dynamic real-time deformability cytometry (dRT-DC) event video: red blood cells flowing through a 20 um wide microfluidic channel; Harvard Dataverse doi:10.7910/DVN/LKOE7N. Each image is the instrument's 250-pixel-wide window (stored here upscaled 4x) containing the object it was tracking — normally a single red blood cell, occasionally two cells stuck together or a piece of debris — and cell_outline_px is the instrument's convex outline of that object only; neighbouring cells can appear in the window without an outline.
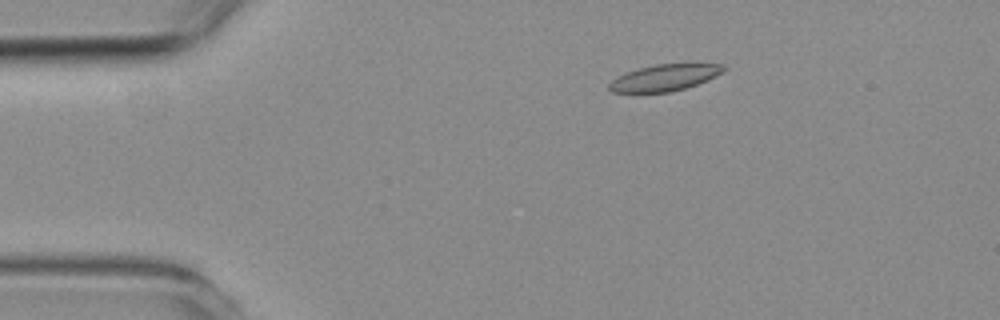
{"species": "common noctule bat (a hibernating species)", "species_latin": "Nyctalus noctula", "temperature_condition": "room temperature", "stored_images_in_passage": 8, "camera_frame_rate_fps": 3000, "um_per_image_px": 0.085, "animal": {"sex": "female", "body_mass_g": 19.3, "forearm_length_mm": 54.1}, "frame": {"image": 1, "passage_image": 1, "time_ms": 0.0, "image_size_px": [1000, 320], "cell_outline_px": [[728, 68], [724, 72], [696, 84], [684, 88], [668, 92], [612, 92], [608, 88], [608, 84], [616, 76], [640, 68], [656, 64], [688, 60], [696, 60], [724, 64]], "centroid_in_image_um": [56.62, 6.52], "position_along_channel_um": 28.4, "area_um2": 18.5}}
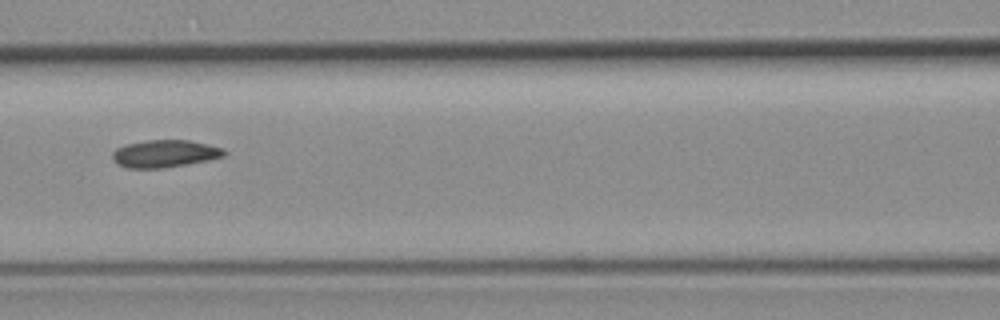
{"frame": {"image": 2, "passage_image": 5, "time_ms": 4.667, "image_size_px": [1000, 320], "cell_outline_px": [[228, 152], [224, 156], [208, 160], [160, 168], [128, 168], [116, 164], [112, 160], [112, 152], [116, 148], [124, 144], [148, 140], [188, 140], [208, 144], [224, 148]], "centroid_in_image_um": [13.98, 13.05], "position_along_channel_um": 152.6, "area_um2": 17.92}}
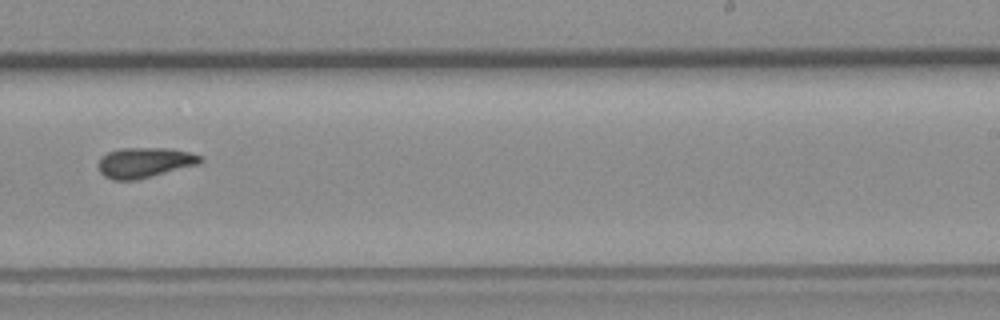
{"frame": {"image": 3, "passage_image": 8, "time_ms": 8.0, "image_size_px": [1000, 320], "cell_outline_px": [[204, 160], [200, 164], [136, 180], [112, 180], [104, 176], [100, 172], [100, 156], [108, 152], [120, 148], [172, 148], [188, 152], [200, 156]], "centroid_in_image_um": [12.3, 13.81], "position_along_channel_um": 276.7, "area_um2": 17.98}}